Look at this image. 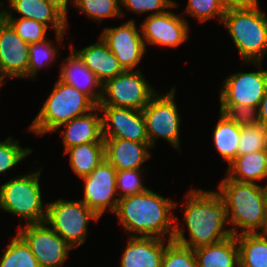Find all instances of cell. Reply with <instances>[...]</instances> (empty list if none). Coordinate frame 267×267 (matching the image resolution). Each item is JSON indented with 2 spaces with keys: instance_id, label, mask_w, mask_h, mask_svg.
I'll list each match as a JSON object with an SVG mask.
<instances>
[{
  "instance_id": "1",
  "label": "cell",
  "mask_w": 267,
  "mask_h": 267,
  "mask_svg": "<svg viewBox=\"0 0 267 267\" xmlns=\"http://www.w3.org/2000/svg\"><path fill=\"white\" fill-rule=\"evenodd\" d=\"M185 200L184 219L190 237L186 239L183 228L179 226L180 219L176 217L173 241L195 249L232 236L230 229L223 228L228 223V212L226 203L217 191L192 189Z\"/></svg>"
},
{
  "instance_id": "2",
  "label": "cell",
  "mask_w": 267,
  "mask_h": 267,
  "mask_svg": "<svg viewBox=\"0 0 267 267\" xmlns=\"http://www.w3.org/2000/svg\"><path fill=\"white\" fill-rule=\"evenodd\" d=\"M177 202L165 198L150 189L118 200L114 214L131 237H154L173 240ZM134 234V235H133ZM169 235V236H167Z\"/></svg>"
},
{
  "instance_id": "3",
  "label": "cell",
  "mask_w": 267,
  "mask_h": 267,
  "mask_svg": "<svg viewBox=\"0 0 267 267\" xmlns=\"http://www.w3.org/2000/svg\"><path fill=\"white\" fill-rule=\"evenodd\" d=\"M227 206L231 234L267 232L262 186L225 177L217 191ZM238 229H241L238 233Z\"/></svg>"
},
{
  "instance_id": "4",
  "label": "cell",
  "mask_w": 267,
  "mask_h": 267,
  "mask_svg": "<svg viewBox=\"0 0 267 267\" xmlns=\"http://www.w3.org/2000/svg\"><path fill=\"white\" fill-rule=\"evenodd\" d=\"M97 106L89 96L58 79L28 130L37 136L55 132L61 125L91 112Z\"/></svg>"
},
{
  "instance_id": "5",
  "label": "cell",
  "mask_w": 267,
  "mask_h": 267,
  "mask_svg": "<svg viewBox=\"0 0 267 267\" xmlns=\"http://www.w3.org/2000/svg\"><path fill=\"white\" fill-rule=\"evenodd\" d=\"M222 23L244 63L262 62L267 53V16L259 3L249 8L226 10Z\"/></svg>"
},
{
  "instance_id": "6",
  "label": "cell",
  "mask_w": 267,
  "mask_h": 267,
  "mask_svg": "<svg viewBox=\"0 0 267 267\" xmlns=\"http://www.w3.org/2000/svg\"><path fill=\"white\" fill-rule=\"evenodd\" d=\"M263 62H251L256 72H237L224 80L220 90V111L231 115L251 117L257 110L267 89V70H262Z\"/></svg>"
},
{
  "instance_id": "7",
  "label": "cell",
  "mask_w": 267,
  "mask_h": 267,
  "mask_svg": "<svg viewBox=\"0 0 267 267\" xmlns=\"http://www.w3.org/2000/svg\"><path fill=\"white\" fill-rule=\"evenodd\" d=\"M19 175L0 186V208L26 220V224L45 222L47 205L43 207L40 173ZM45 209V210H44Z\"/></svg>"
},
{
  "instance_id": "8",
  "label": "cell",
  "mask_w": 267,
  "mask_h": 267,
  "mask_svg": "<svg viewBox=\"0 0 267 267\" xmlns=\"http://www.w3.org/2000/svg\"><path fill=\"white\" fill-rule=\"evenodd\" d=\"M46 205V224L72 248L85 243L88 234L87 223L100 218L82 201L58 199Z\"/></svg>"
},
{
  "instance_id": "9",
  "label": "cell",
  "mask_w": 267,
  "mask_h": 267,
  "mask_svg": "<svg viewBox=\"0 0 267 267\" xmlns=\"http://www.w3.org/2000/svg\"><path fill=\"white\" fill-rule=\"evenodd\" d=\"M175 91V87H172L167 94H155L142 109L151 148L155 147L156 141L161 137L177 150H181V116L174 100Z\"/></svg>"
},
{
  "instance_id": "10",
  "label": "cell",
  "mask_w": 267,
  "mask_h": 267,
  "mask_svg": "<svg viewBox=\"0 0 267 267\" xmlns=\"http://www.w3.org/2000/svg\"><path fill=\"white\" fill-rule=\"evenodd\" d=\"M156 93L139 69L124 70L103 84L98 106L142 110Z\"/></svg>"
},
{
  "instance_id": "11",
  "label": "cell",
  "mask_w": 267,
  "mask_h": 267,
  "mask_svg": "<svg viewBox=\"0 0 267 267\" xmlns=\"http://www.w3.org/2000/svg\"><path fill=\"white\" fill-rule=\"evenodd\" d=\"M46 222L26 224L18 234L30 247L40 267H61L72 247Z\"/></svg>"
},
{
  "instance_id": "12",
  "label": "cell",
  "mask_w": 267,
  "mask_h": 267,
  "mask_svg": "<svg viewBox=\"0 0 267 267\" xmlns=\"http://www.w3.org/2000/svg\"><path fill=\"white\" fill-rule=\"evenodd\" d=\"M117 170L104 159L89 175L82 177L84 181V198L82 202L98 217L109 209L115 213L118 205L116 192Z\"/></svg>"
},
{
  "instance_id": "13",
  "label": "cell",
  "mask_w": 267,
  "mask_h": 267,
  "mask_svg": "<svg viewBox=\"0 0 267 267\" xmlns=\"http://www.w3.org/2000/svg\"><path fill=\"white\" fill-rule=\"evenodd\" d=\"M135 23L130 19L121 26L106 27L100 34L124 70H134L146 51L141 31L138 32Z\"/></svg>"
},
{
  "instance_id": "14",
  "label": "cell",
  "mask_w": 267,
  "mask_h": 267,
  "mask_svg": "<svg viewBox=\"0 0 267 267\" xmlns=\"http://www.w3.org/2000/svg\"><path fill=\"white\" fill-rule=\"evenodd\" d=\"M140 26L145 47L148 46L147 44H154L176 48L189 37L190 28L184 16L169 10L159 15L149 13Z\"/></svg>"
},
{
  "instance_id": "15",
  "label": "cell",
  "mask_w": 267,
  "mask_h": 267,
  "mask_svg": "<svg viewBox=\"0 0 267 267\" xmlns=\"http://www.w3.org/2000/svg\"><path fill=\"white\" fill-rule=\"evenodd\" d=\"M102 117V137L149 142L142 110L98 106Z\"/></svg>"
},
{
  "instance_id": "16",
  "label": "cell",
  "mask_w": 267,
  "mask_h": 267,
  "mask_svg": "<svg viewBox=\"0 0 267 267\" xmlns=\"http://www.w3.org/2000/svg\"><path fill=\"white\" fill-rule=\"evenodd\" d=\"M29 46L2 18L0 20V78H28Z\"/></svg>"
},
{
  "instance_id": "17",
  "label": "cell",
  "mask_w": 267,
  "mask_h": 267,
  "mask_svg": "<svg viewBox=\"0 0 267 267\" xmlns=\"http://www.w3.org/2000/svg\"><path fill=\"white\" fill-rule=\"evenodd\" d=\"M105 159L117 170L141 169L150 155L149 142H136L120 138H103Z\"/></svg>"
},
{
  "instance_id": "18",
  "label": "cell",
  "mask_w": 267,
  "mask_h": 267,
  "mask_svg": "<svg viewBox=\"0 0 267 267\" xmlns=\"http://www.w3.org/2000/svg\"><path fill=\"white\" fill-rule=\"evenodd\" d=\"M172 240L131 237L121 257L120 267H161L165 248Z\"/></svg>"
},
{
  "instance_id": "19",
  "label": "cell",
  "mask_w": 267,
  "mask_h": 267,
  "mask_svg": "<svg viewBox=\"0 0 267 267\" xmlns=\"http://www.w3.org/2000/svg\"><path fill=\"white\" fill-rule=\"evenodd\" d=\"M9 8L3 10L2 14H13L12 11L18 12L25 19H33L42 24L55 29L57 42L60 44L67 30V19L52 5L45 0H8Z\"/></svg>"
},
{
  "instance_id": "20",
  "label": "cell",
  "mask_w": 267,
  "mask_h": 267,
  "mask_svg": "<svg viewBox=\"0 0 267 267\" xmlns=\"http://www.w3.org/2000/svg\"><path fill=\"white\" fill-rule=\"evenodd\" d=\"M70 51L69 56L64 59L60 67L59 80L83 92L99 105L103 84L85 66L79 56L72 49ZM94 89H99L100 91L96 93Z\"/></svg>"
},
{
  "instance_id": "21",
  "label": "cell",
  "mask_w": 267,
  "mask_h": 267,
  "mask_svg": "<svg viewBox=\"0 0 267 267\" xmlns=\"http://www.w3.org/2000/svg\"><path fill=\"white\" fill-rule=\"evenodd\" d=\"M71 49L102 84L124 71L119 60L101 37L97 42L83 49L75 50L72 46Z\"/></svg>"
},
{
  "instance_id": "22",
  "label": "cell",
  "mask_w": 267,
  "mask_h": 267,
  "mask_svg": "<svg viewBox=\"0 0 267 267\" xmlns=\"http://www.w3.org/2000/svg\"><path fill=\"white\" fill-rule=\"evenodd\" d=\"M100 108L97 106L91 112L73 118L67 123L61 125L65 127L61 131L62 141L64 145V152L73 146L92 143V142H104L102 137V117L98 115L97 111ZM95 113L93 114V112Z\"/></svg>"
},
{
  "instance_id": "23",
  "label": "cell",
  "mask_w": 267,
  "mask_h": 267,
  "mask_svg": "<svg viewBox=\"0 0 267 267\" xmlns=\"http://www.w3.org/2000/svg\"><path fill=\"white\" fill-rule=\"evenodd\" d=\"M213 131V144L225 162L230 164L238 156L241 116L220 112Z\"/></svg>"
},
{
  "instance_id": "24",
  "label": "cell",
  "mask_w": 267,
  "mask_h": 267,
  "mask_svg": "<svg viewBox=\"0 0 267 267\" xmlns=\"http://www.w3.org/2000/svg\"><path fill=\"white\" fill-rule=\"evenodd\" d=\"M198 267H239V250L236 236L212 245L194 249Z\"/></svg>"
},
{
  "instance_id": "25",
  "label": "cell",
  "mask_w": 267,
  "mask_h": 267,
  "mask_svg": "<svg viewBox=\"0 0 267 267\" xmlns=\"http://www.w3.org/2000/svg\"><path fill=\"white\" fill-rule=\"evenodd\" d=\"M226 177L237 182L247 183H256L267 178V149L238 155L228 164Z\"/></svg>"
},
{
  "instance_id": "26",
  "label": "cell",
  "mask_w": 267,
  "mask_h": 267,
  "mask_svg": "<svg viewBox=\"0 0 267 267\" xmlns=\"http://www.w3.org/2000/svg\"><path fill=\"white\" fill-rule=\"evenodd\" d=\"M239 267H267V232L236 235Z\"/></svg>"
},
{
  "instance_id": "27",
  "label": "cell",
  "mask_w": 267,
  "mask_h": 267,
  "mask_svg": "<svg viewBox=\"0 0 267 267\" xmlns=\"http://www.w3.org/2000/svg\"><path fill=\"white\" fill-rule=\"evenodd\" d=\"M64 153H69V163L73 172L82 178L89 175L105 159L104 142L76 145Z\"/></svg>"
},
{
  "instance_id": "28",
  "label": "cell",
  "mask_w": 267,
  "mask_h": 267,
  "mask_svg": "<svg viewBox=\"0 0 267 267\" xmlns=\"http://www.w3.org/2000/svg\"><path fill=\"white\" fill-rule=\"evenodd\" d=\"M267 149V128L251 117L241 116V133L238 155L251 154Z\"/></svg>"
},
{
  "instance_id": "29",
  "label": "cell",
  "mask_w": 267,
  "mask_h": 267,
  "mask_svg": "<svg viewBox=\"0 0 267 267\" xmlns=\"http://www.w3.org/2000/svg\"><path fill=\"white\" fill-rule=\"evenodd\" d=\"M0 267H40L25 240L17 233L0 258Z\"/></svg>"
},
{
  "instance_id": "30",
  "label": "cell",
  "mask_w": 267,
  "mask_h": 267,
  "mask_svg": "<svg viewBox=\"0 0 267 267\" xmlns=\"http://www.w3.org/2000/svg\"><path fill=\"white\" fill-rule=\"evenodd\" d=\"M73 5L92 19L102 21L108 18L125 16L120 0H72Z\"/></svg>"
},
{
  "instance_id": "31",
  "label": "cell",
  "mask_w": 267,
  "mask_h": 267,
  "mask_svg": "<svg viewBox=\"0 0 267 267\" xmlns=\"http://www.w3.org/2000/svg\"><path fill=\"white\" fill-rule=\"evenodd\" d=\"M2 18L14 29L17 35L28 44L46 39L48 27L33 19L15 18L12 14H2Z\"/></svg>"
},
{
  "instance_id": "32",
  "label": "cell",
  "mask_w": 267,
  "mask_h": 267,
  "mask_svg": "<svg viewBox=\"0 0 267 267\" xmlns=\"http://www.w3.org/2000/svg\"><path fill=\"white\" fill-rule=\"evenodd\" d=\"M54 42L45 39L41 42L32 43L29 46L28 79H35L37 72L55 61L58 57ZM57 56V57H56Z\"/></svg>"
},
{
  "instance_id": "33",
  "label": "cell",
  "mask_w": 267,
  "mask_h": 267,
  "mask_svg": "<svg viewBox=\"0 0 267 267\" xmlns=\"http://www.w3.org/2000/svg\"><path fill=\"white\" fill-rule=\"evenodd\" d=\"M161 267H198L194 249L172 240L165 248Z\"/></svg>"
},
{
  "instance_id": "34",
  "label": "cell",
  "mask_w": 267,
  "mask_h": 267,
  "mask_svg": "<svg viewBox=\"0 0 267 267\" xmlns=\"http://www.w3.org/2000/svg\"><path fill=\"white\" fill-rule=\"evenodd\" d=\"M142 172H143L142 169H130V170L117 171L116 192H117L118 199H121L127 196H132L135 194H140L148 189L142 184V178H141L143 177Z\"/></svg>"
},
{
  "instance_id": "35",
  "label": "cell",
  "mask_w": 267,
  "mask_h": 267,
  "mask_svg": "<svg viewBox=\"0 0 267 267\" xmlns=\"http://www.w3.org/2000/svg\"><path fill=\"white\" fill-rule=\"evenodd\" d=\"M226 10L220 0H188L184 13L200 22L216 17L221 23Z\"/></svg>"
},
{
  "instance_id": "36",
  "label": "cell",
  "mask_w": 267,
  "mask_h": 267,
  "mask_svg": "<svg viewBox=\"0 0 267 267\" xmlns=\"http://www.w3.org/2000/svg\"><path fill=\"white\" fill-rule=\"evenodd\" d=\"M31 153L32 149L21 147L19 140L14 141L11 137L0 142V174L12 169Z\"/></svg>"
},
{
  "instance_id": "37",
  "label": "cell",
  "mask_w": 267,
  "mask_h": 267,
  "mask_svg": "<svg viewBox=\"0 0 267 267\" xmlns=\"http://www.w3.org/2000/svg\"><path fill=\"white\" fill-rule=\"evenodd\" d=\"M122 6L135 13L151 12V15H159L167 12V8L177 7L172 0H120Z\"/></svg>"
},
{
  "instance_id": "38",
  "label": "cell",
  "mask_w": 267,
  "mask_h": 267,
  "mask_svg": "<svg viewBox=\"0 0 267 267\" xmlns=\"http://www.w3.org/2000/svg\"><path fill=\"white\" fill-rule=\"evenodd\" d=\"M251 118L267 128V89L257 110L253 113Z\"/></svg>"
},
{
  "instance_id": "39",
  "label": "cell",
  "mask_w": 267,
  "mask_h": 267,
  "mask_svg": "<svg viewBox=\"0 0 267 267\" xmlns=\"http://www.w3.org/2000/svg\"><path fill=\"white\" fill-rule=\"evenodd\" d=\"M220 2L225 10L249 8L259 3L258 0H220Z\"/></svg>"
},
{
  "instance_id": "40",
  "label": "cell",
  "mask_w": 267,
  "mask_h": 267,
  "mask_svg": "<svg viewBox=\"0 0 267 267\" xmlns=\"http://www.w3.org/2000/svg\"><path fill=\"white\" fill-rule=\"evenodd\" d=\"M49 5H52L67 19V4L69 0H45Z\"/></svg>"
},
{
  "instance_id": "41",
  "label": "cell",
  "mask_w": 267,
  "mask_h": 267,
  "mask_svg": "<svg viewBox=\"0 0 267 267\" xmlns=\"http://www.w3.org/2000/svg\"><path fill=\"white\" fill-rule=\"evenodd\" d=\"M262 197H263L264 211L267 221V184L265 186H262Z\"/></svg>"
},
{
  "instance_id": "42",
  "label": "cell",
  "mask_w": 267,
  "mask_h": 267,
  "mask_svg": "<svg viewBox=\"0 0 267 267\" xmlns=\"http://www.w3.org/2000/svg\"><path fill=\"white\" fill-rule=\"evenodd\" d=\"M3 10L2 9H0V20L2 19V12Z\"/></svg>"
},
{
  "instance_id": "43",
  "label": "cell",
  "mask_w": 267,
  "mask_h": 267,
  "mask_svg": "<svg viewBox=\"0 0 267 267\" xmlns=\"http://www.w3.org/2000/svg\"><path fill=\"white\" fill-rule=\"evenodd\" d=\"M3 80L0 78V88H1V86H2V84H3Z\"/></svg>"
}]
</instances>
